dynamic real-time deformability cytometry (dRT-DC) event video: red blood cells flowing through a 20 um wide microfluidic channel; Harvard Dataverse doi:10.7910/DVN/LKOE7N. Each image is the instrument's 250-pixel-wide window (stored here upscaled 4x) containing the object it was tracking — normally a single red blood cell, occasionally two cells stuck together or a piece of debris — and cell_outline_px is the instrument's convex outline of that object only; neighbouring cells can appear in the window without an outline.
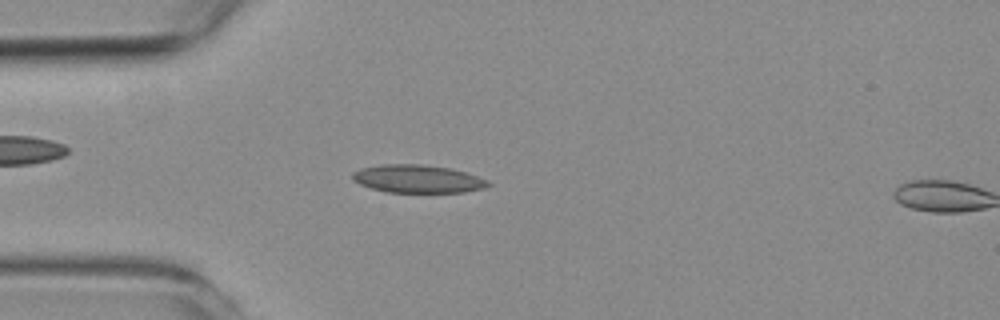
{"species": "common noctule bat (a hibernating species)", "species_latin": "Nyctalus noctula", "temperature_condition": "room temperature", "stored_images_in_passage": 10, "camera_frame_rate_fps": 3000, "um_per_image_px": 0.085, "animal": {"sex": "female", "body_mass_g": 19.3, "forearm_length_mm": 54.1}, "frame": {"image": 1, "passage_image": 9, "time_ms": 2.667, "image_size_px": [1000, 320], "cell_outline_px": [[492, 184], [484, 188], [464, 192], [388, 192], [372, 188], [360, 184], [352, 180], [352, 172], [360, 168], [380, 164], [420, 164], [448, 168], [464, 172], [488, 180]], "centroid_in_image_um": [35.47, 15.2], "position_along_channel_um": 49.5, "area_um2": 22.02}}